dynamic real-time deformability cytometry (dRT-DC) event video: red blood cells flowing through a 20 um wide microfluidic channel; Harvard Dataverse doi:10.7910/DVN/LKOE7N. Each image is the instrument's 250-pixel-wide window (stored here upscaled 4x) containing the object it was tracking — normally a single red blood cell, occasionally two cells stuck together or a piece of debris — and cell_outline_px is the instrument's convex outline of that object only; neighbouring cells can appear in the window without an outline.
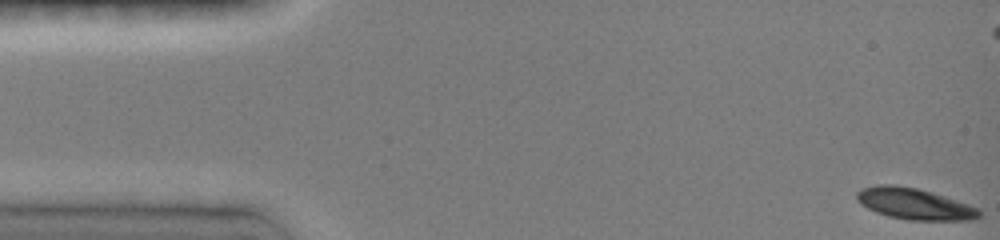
{"species": "common noctule bat (a hibernating species)", "species_latin": "Nyctalus noctula", "temperature_condition": "room temperature", "stored_images_in_passage": 19, "camera_frame_rate_fps": 3000, "um_per_image_px": 0.085, "animal": {"sex": "female", "body_mass_g": 19.0, "forearm_length_mm": 51.5}, "frame": {"image": 1, "passage_image": 1, "time_ms": 0.0, "image_size_px": [1000, 240], "cell_outline_px": [[980, 216], [976, 220], [908, 220], [888, 216], [876, 212], [860, 204], [856, 200], [856, 192], [860, 188], [876, 184], [896, 184], [916, 188], [932, 192], [980, 208]], "centroid_in_image_um": [77.7, 17.32], "position_along_channel_um": 7.3, "area_um2": 22.54}}
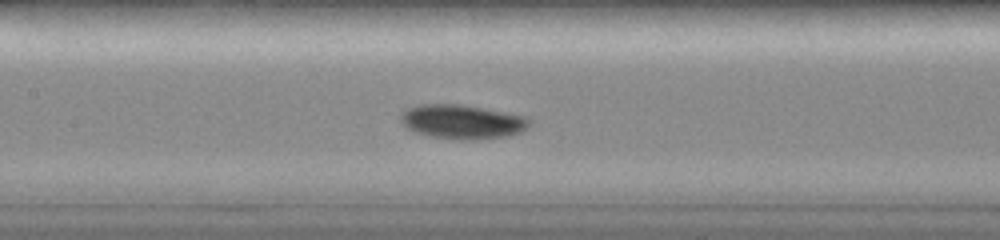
{"frame": {"image": 2, "passage_image": 17, "time_ms": 7.0, "image_size_px": [1000, 240], "cell_outline_px": [[528, 128], [520, 132], [508, 136], [476, 140], [460, 140], [432, 136], [416, 132], [404, 128], [400, 120], [400, 112], [408, 108], [420, 104], [460, 104], [528, 116]], "centroid_in_image_um": [39.26, 10.35], "position_along_channel_um": 168.1, "area_um2": 25.84}}